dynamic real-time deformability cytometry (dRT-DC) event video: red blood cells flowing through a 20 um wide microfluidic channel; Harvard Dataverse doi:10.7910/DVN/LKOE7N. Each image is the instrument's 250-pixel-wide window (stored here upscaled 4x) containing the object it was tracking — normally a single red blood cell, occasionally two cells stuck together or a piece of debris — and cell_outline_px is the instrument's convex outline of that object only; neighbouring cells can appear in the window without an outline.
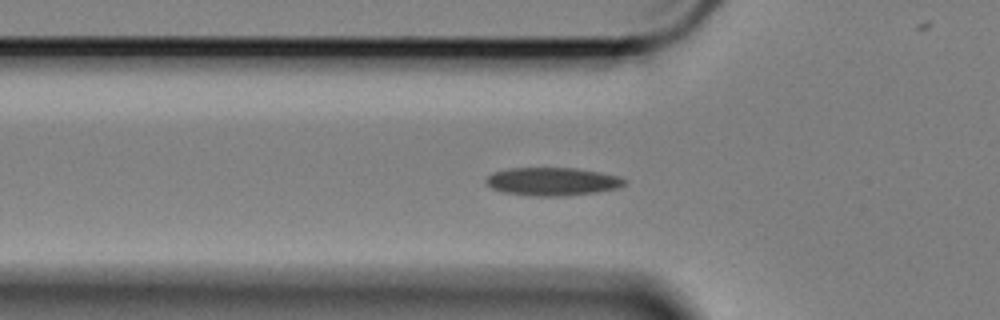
{"species": "Egyptian fruit bat (a non-hibernating species)", "species_latin": "Rousettus aegyptiacus", "temperature_condition": "cold", "stored_images_in_passage": 44, "camera_frame_rate_fps": 3000, "um_per_image_px": 0.085, "animal": {"sex": "female"}, "frame": {"image": 1, "passage_image": 6, "time_ms": 1.667, "image_size_px": [1000, 320], "cell_outline_px": [[628, 184], [620, 188], [596, 192], [568, 196], [532, 196], [504, 192], [492, 188], [484, 184], [484, 180], [492, 172], [508, 168], [576, 168], [600, 172], [620, 176], [628, 180]], "centroid_in_image_um": [46.99, 15.43], "position_along_channel_um": 78.8, "area_um2": 23.12}}
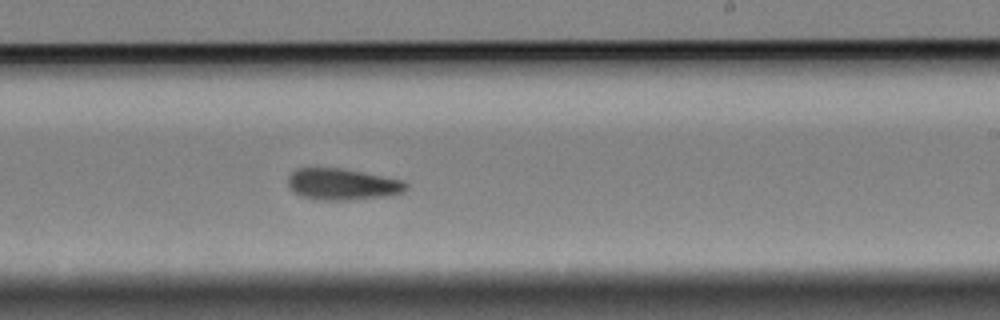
{"frame": {"image": 2, "passage_image": 22, "time_ms": 7.0, "image_size_px": [1000, 320], "cell_outline_px": [[408, 188], [404, 192], [388, 196], [352, 200], [320, 200], [300, 196], [292, 192], [288, 184], [288, 176], [296, 168], [344, 168], [404, 180], [408, 184]], "centroid_in_image_um": [29.12, 15.66], "position_along_channel_um": 259.9, "area_um2": 22.02}}
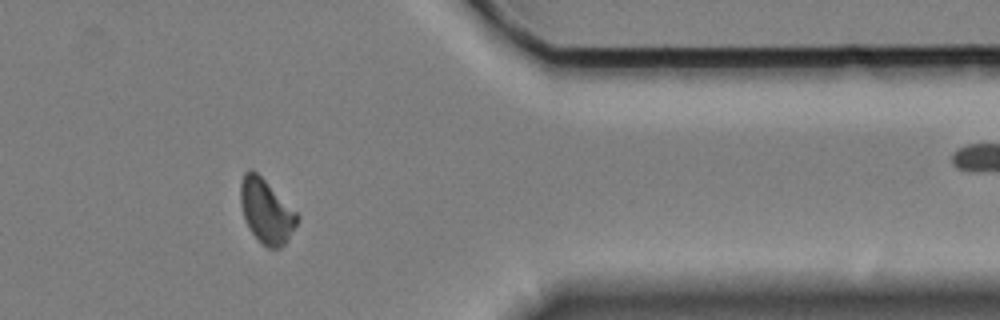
{"frame": {"image": 3, "passage_image": 35, "time_ms": 11.333, "image_size_px": [1000, 320], "cell_outline_px": [[300, 220], [284, 244], [280, 248], [268, 248], [248, 228], [244, 220], [240, 204], [240, 184], [244, 172], [248, 168], [252, 168], [300, 216]], "centroid_in_image_um": [22.61, 17.94], "position_along_channel_um": 388.8, "area_um2": 20.92}}